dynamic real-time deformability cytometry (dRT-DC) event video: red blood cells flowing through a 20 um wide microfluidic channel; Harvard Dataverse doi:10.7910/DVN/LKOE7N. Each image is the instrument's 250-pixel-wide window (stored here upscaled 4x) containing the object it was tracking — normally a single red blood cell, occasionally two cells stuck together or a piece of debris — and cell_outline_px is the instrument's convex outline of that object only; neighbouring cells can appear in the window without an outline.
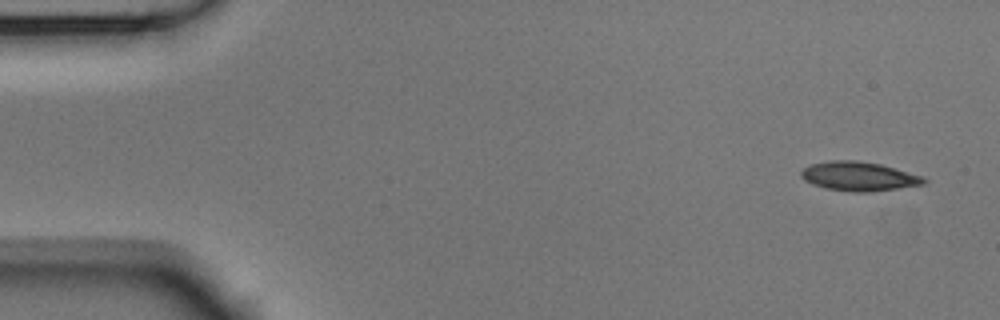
{"species": "Egyptian fruit bat (a non-hibernating species)", "species_latin": "Rousettus aegyptiacus", "temperature_condition": "room temperature", "stored_images_in_passage": 9, "camera_frame_rate_fps": 3000, "um_per_image_px": 0.085, "animal": {"sex": "male"}, "frame": {"image": 1, "passage_image": 1, "time_ms": 0.0, "image_size_px": [1000, 320], "cell_outline_px": [[928, 180], [924, 184], [900, 188], [872, 192], [852, 192], [824, 188], [812, 184], [804, 180], [800, 176], [800, 172], [804, 168], [812, 164], [832, 160], [856, 160], [880, 164], [924, 176]], "centroid_in_image_um": [73.01, 14.99], "position_along_channel_um": 12.0, "area_um2": 20.98}}
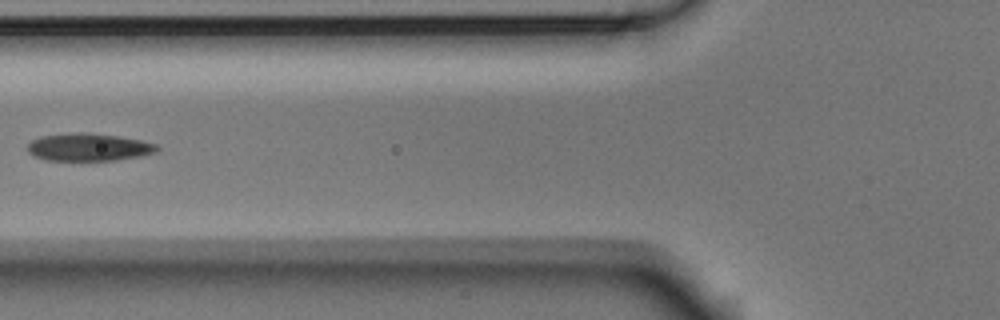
{"frame": {"image": 2, "passage_image": 6, "time_ms": 1.667, "image_size_px": [1000, 320], "cell_outline_px": [[160, 148], [156, 152], [140, 156], [116, 160], [44, 160], [28, 152], [28, 144], [32, 140], [40, 136], [76, 132], [84, 132], [116, 136], [140, 140], [156, 144]], "centroid_in_image_um": [7.53, 12.51], "position_along_channel_um": 118.3, "area_um2": 20.69}}
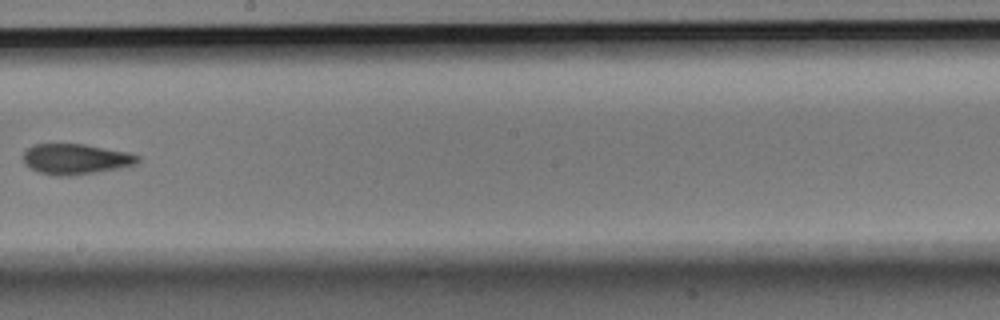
{"frame": {"image": 3, "passage_image": 9, "time_ms": 2.667, "image_size_px": [1000, 320], "cell_outline_px": [[140, 160], [136, 164], [116, 168], [68, 176], [56, 176], [40, 172], [24, 164], [24, 152], [32, 144], [84, 144], [128, 152], [140, 156]], "centroid_in_image_um": [6.42, 13.5], "position_along_channel_um": 241.8, "area_um2": 20.06}}